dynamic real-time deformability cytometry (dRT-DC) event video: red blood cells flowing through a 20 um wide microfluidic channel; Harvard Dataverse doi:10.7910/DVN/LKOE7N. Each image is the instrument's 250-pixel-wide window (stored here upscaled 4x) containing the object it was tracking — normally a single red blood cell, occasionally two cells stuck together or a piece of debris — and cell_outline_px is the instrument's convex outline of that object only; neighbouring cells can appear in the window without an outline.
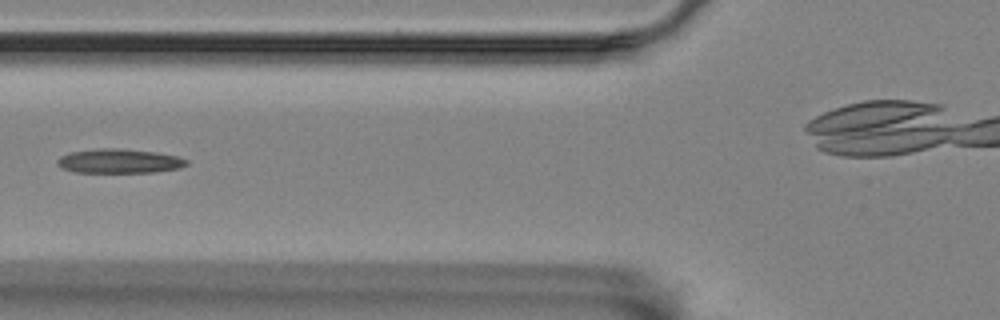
{"species": "Egyptian fruit bat (a non-hibernating species)", "species_latin": "Rousettus aegyptiacus", "temperature_condition": "room temperature", "stored_images_in_passage": 10, "camera_frame_rate_fps": 3000, "um_per_image_px": 0.085, "animal": {"sex": "female"}, "frame": {"image": 1, "passage_image": 5, "time_ms": 1.333, "image_size_px": [1000, 320], "cell_outline_px": [[188, 164], [180, 168], [156, 172], [76, 172], [60, 168], [56, 164], [56, 160], [60, 156], [72, 152], [100, 148], [124, 148], [156, 152], [176, 156], [188, 160]], "centroid_in_image_um": [10.13, 13.69], "position_along_channel_um": 115.7, "area_um2": 18.38}}
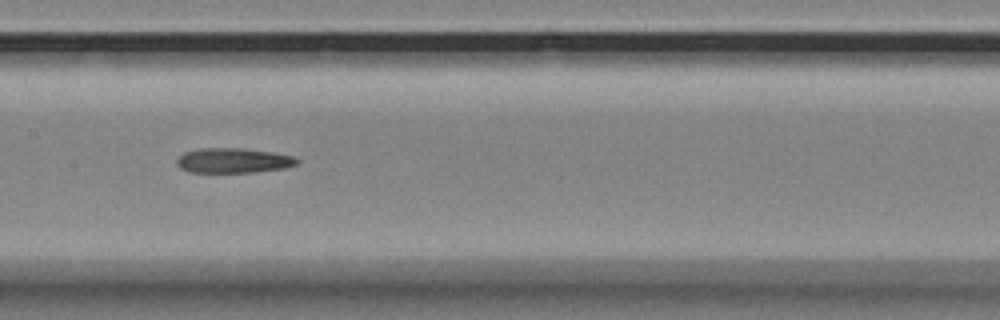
{"frame": {"image": 2, "passage_image": 7, "time_ms": 2.0, "image_size_px": [1000, 320], "cell_outline_px": [[300, 164], [284, 168], [256, 172], [188, 172], [180, 168], [176, 164], [176, 160], [184, 152], [200, 148], [240, 148], [272, 152], [292, 156], [300, 160]], "centroid_in_image_um": [19.84, 13.65], "position_along_channel_um": 187.6, "area_um2": 17.51}}
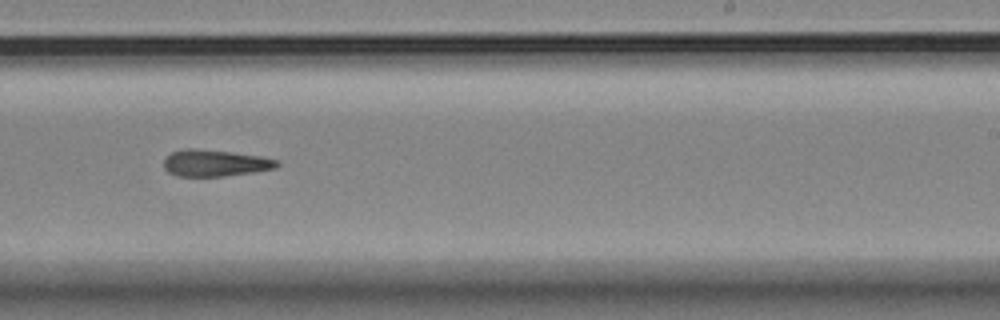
{"frame": {"image": 3, "passage_image": 9, "time_ms": 2.667, "image_size_px": [1000, 320], "cell_outline_px": [[280, 164], [272, 168], [252, 172], [224, 176], [176, 176], [168, 172], [164, 168], [164, 160], [172, 152], [188, 148], [192, 148], [232, 152], [260, 156], [276, 160]], "centroid_in_image_um": [18.23, 13.86], "position_along_channel_um": 270.8, "area_um2": 17.28}}